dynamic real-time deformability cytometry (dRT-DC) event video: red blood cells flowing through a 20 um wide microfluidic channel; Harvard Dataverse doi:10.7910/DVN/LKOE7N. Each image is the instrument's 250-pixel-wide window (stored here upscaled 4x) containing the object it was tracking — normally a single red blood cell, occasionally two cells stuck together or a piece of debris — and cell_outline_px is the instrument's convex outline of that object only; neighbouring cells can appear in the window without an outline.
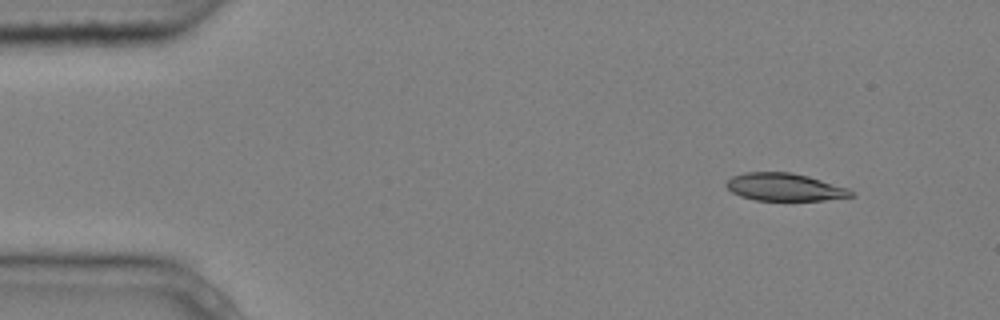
{"species": "common noctule bat (a hibernating species)", "species_latin": "Nyctalus noctula", "temperature_condition": "cold", "stored_images_in_passage": 3, "camera_frame_rate_fps": 3000, "um_per_image_px": 0.085, "animal": {"sex": "male", "body_mass_g": 20.4}, "frame": {"image": 1, "passage_image": 1, "time_ms": 0.0, "image_size_px": [1000, 320], "cell_outline_px": [[856, 196], [824, 200], [756, 200], [740, 196], [732, 192], [724, 184], [732, 176], [744, 172], [792, 172], [808, 176], [848, 188]], "centroid_in_image_um": [66.68, 15.9], "position_along_channel_um": 18.3, "area_um2": 20.06}}
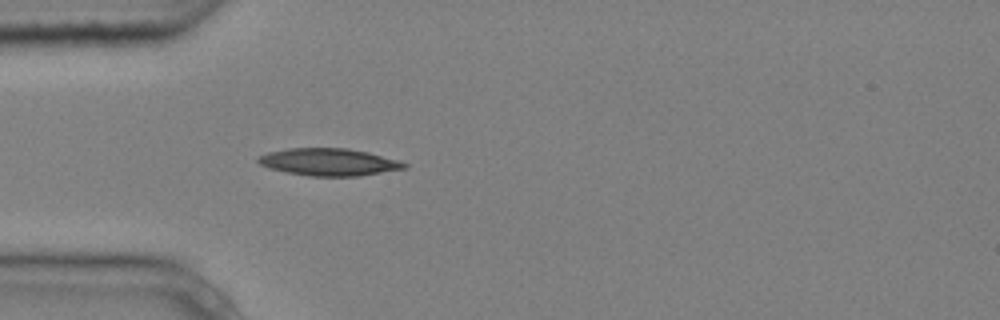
{"frame": {"image": 2, "passage_image": 3, "time_ms": 0.667, "image_size_px": [1000, 320], "cell_outline_px": [[408, 164], [404, 168], [360, 176], [308, 176], [268, 168], [260, 164], [256, 160], [260, 156], [268, 152], [288, 148], [348, 148], [368, 152], [400, 160]], "centroid_in_image_um": [27.95, 13.77], "position_along_channel_um": 57.0, "area_um2": 23.18}}